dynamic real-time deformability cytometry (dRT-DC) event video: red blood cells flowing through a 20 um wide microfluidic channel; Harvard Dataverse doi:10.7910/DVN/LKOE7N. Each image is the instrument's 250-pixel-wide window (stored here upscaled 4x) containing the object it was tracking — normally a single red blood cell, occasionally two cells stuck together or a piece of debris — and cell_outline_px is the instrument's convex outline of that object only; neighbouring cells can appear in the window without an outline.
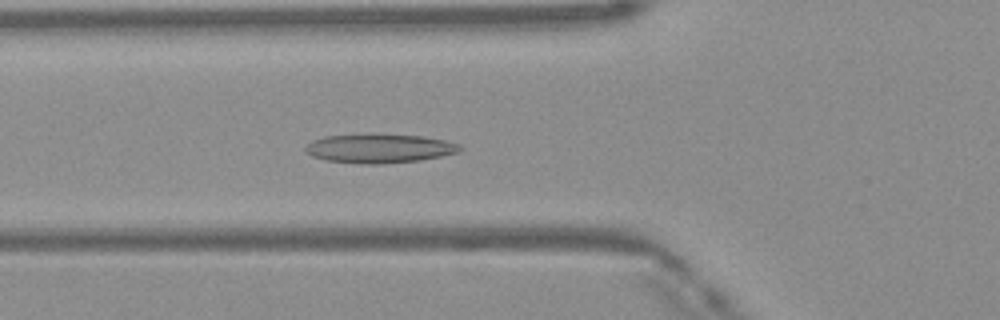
{"species": "Egyptian fruit bat (a non-hibernating species)", "species_latin": "Rousettus aegyptiacus", "temperature_condition": "warm", "stored_images_in_passage": 38, "camera_frame_rate_fps": 3000, "um_per_image_px": 0.085, "frame": {"image": 1, "passage_image": 7, "time_ms": 2.0, "image_size_px": [1000, 320], "cell_outline_px": [[464, 148], [460, 152], [420, 160], [380, 164], [368, 164], [328, 160], [312, 156], [304, 148], [312, 140], [324, 136], [368, 132], [372, 132], [424, 136], [444, 140], [460, 144]], "centroid_in_image_um": [32.27, 12.57], "position_along_channel_um": 93.5, "area_um2": 26.7}}
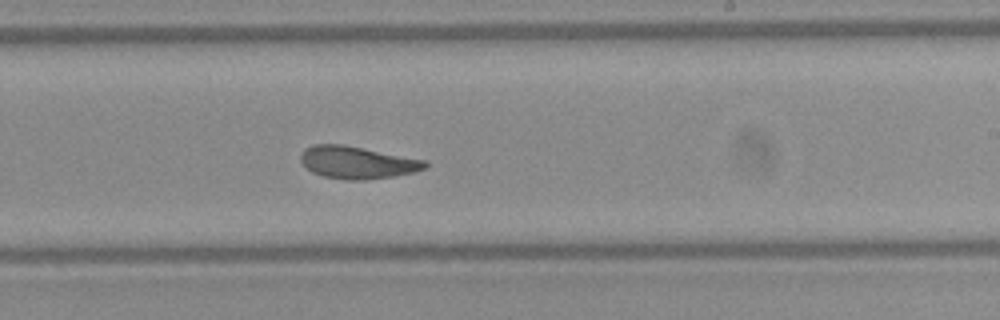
{"frame": {"image": 2, "passage_image": 19, "time_ms": 6.0, "image_size_px": [1000, 320], "cell_outline_px": [[428, 164], [424, 168], [416, 172], [392, 176], [364, 180], [348, 180], [324, 176], [312, 172], [300, 160], [300, 152], [304, 148], [312, 144], [344, 144], [428, 160]], "centroid_in_image_um": [30.37, 13.79], "position_along_channel_um": 258.6, "area_um2": 23.64}}
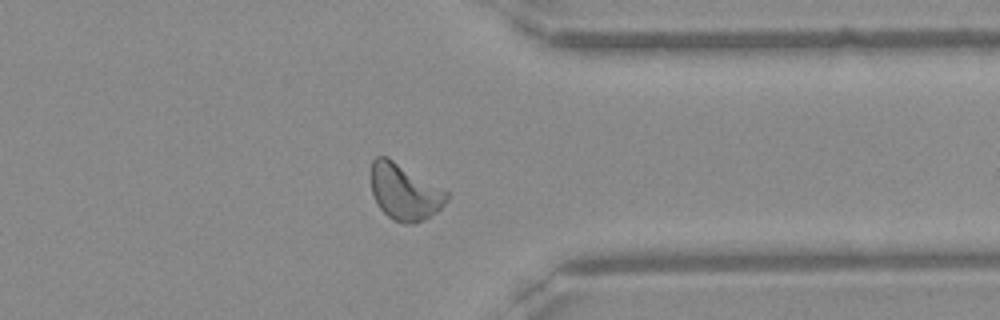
{"frame": {"image": 3, "passage_image": 28, "time_ms": 9.0, "image_size_px": [1000, 320], "cell_outline_px": [[448, 200], [436, 212], [424, 220], [416, 224], [404, 224], [392, 220], [380, 208], [372, 192], [372, 160], [376, 156], [388, 156], [448, 192]], "centroid_in_image_um": [34.39, 16.32], "position_along_channel_um": 377.0, "area_um2": 24.68}, "authors_computed_cell_mechanics": {"area_um2": 24.1026, "velocity_mm_per_s": 4.1178, "shape_relaxation_time_tau1_ms": 7.6409, "shape_relaxation_time_tau2_ms": 1.8372, "deformation_change_tau1": 0.2008, "deformation_change_tau2": 0.0907}}